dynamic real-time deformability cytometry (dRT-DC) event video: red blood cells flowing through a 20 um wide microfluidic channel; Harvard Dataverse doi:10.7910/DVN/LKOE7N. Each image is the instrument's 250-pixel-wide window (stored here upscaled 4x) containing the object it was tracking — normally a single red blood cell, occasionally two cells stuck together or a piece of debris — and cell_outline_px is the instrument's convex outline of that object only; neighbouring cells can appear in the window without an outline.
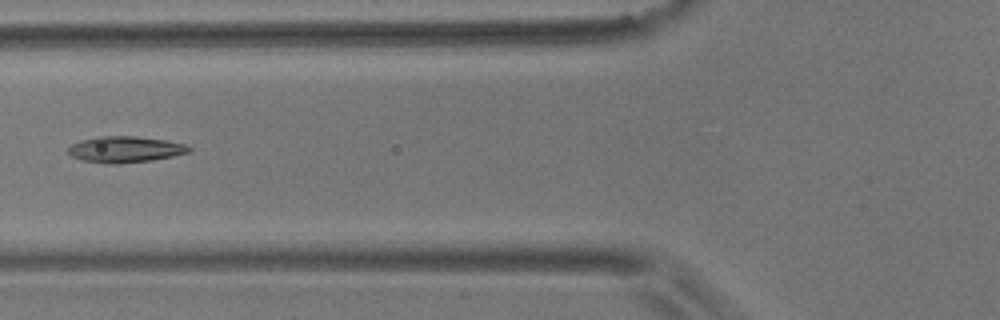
{"species": "common noctule bat (a hibernating species)", "species_latin": "Nyctalus noctula", "temperature_condition": "room temperature", "stored_images_in_passage": 8, "camera_frame_rate_fps": 3000, "um_per_image_px": 0.085, "animal": {"sex": "male", "body_mass_g": 17.9}, "frame": {"image": 1, "passage_image": 3, "time_ms": 0.667, "image_size_px": [1000, 320], "cell_outline_px": [[192, 152], [152, 160], [116, 164], [108, 164], [84, 160], [72, 156], [68, 152], [68, 148], [72, 144], [80, 140], [100, 136], [136, 136], [164, 140], [184, 144], [192, 148]], "centroid_in_image_um": [10.65, 12.7], "position_along_channel_um": 115.1, "area_um2": 18.32}}
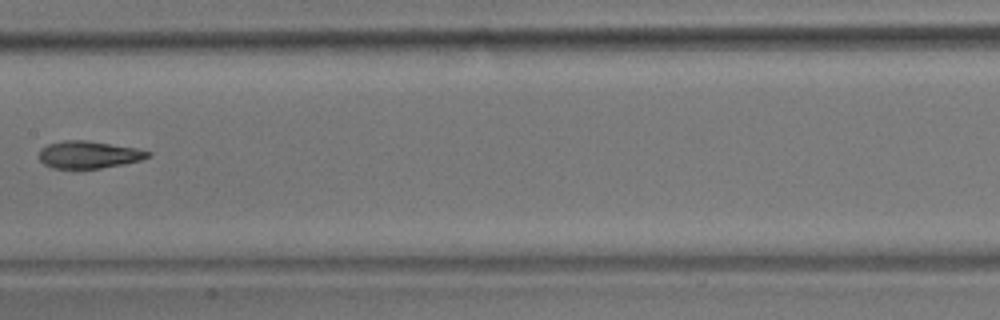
{"frame": {"image": 2, "passage_image": 5, "time_ms": 1.333, "image_size_px": [1000, 320], "cell_outline_px": [[152, 156], [140, 160], [124, 164], [100, 168], [52, 168], [44, 164], [40, 160], [40, 148], [48, 144], [64, 140], [84, 140], [136, 148], [152, 152]], "centroid_in_image_um": [7.55, 13.14], "position_along_channel_um": 199.8, "area_um2": 17.22}}
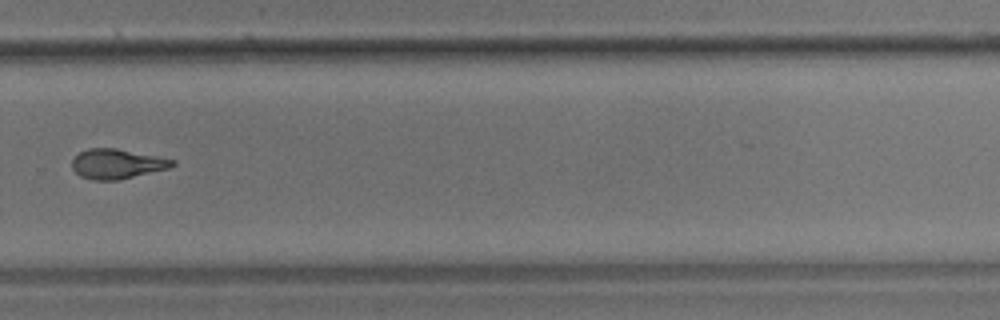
{"frame": {"image": 3, "passage_image": 8, "time_ms": 2.333, "image_size_px": [1000, 320], "cell_outline_px": [[176, 164], [168, 168], [120, 180], [92, 180], [80, 176], [72, 168], [72, 160], [80, 152], [88, 148], [116, 148], [176, 160]], "centroid_in_image_um": [9.93, 13.93], "position_along_channel_um": 319.9, "area_um2": 17.34}}